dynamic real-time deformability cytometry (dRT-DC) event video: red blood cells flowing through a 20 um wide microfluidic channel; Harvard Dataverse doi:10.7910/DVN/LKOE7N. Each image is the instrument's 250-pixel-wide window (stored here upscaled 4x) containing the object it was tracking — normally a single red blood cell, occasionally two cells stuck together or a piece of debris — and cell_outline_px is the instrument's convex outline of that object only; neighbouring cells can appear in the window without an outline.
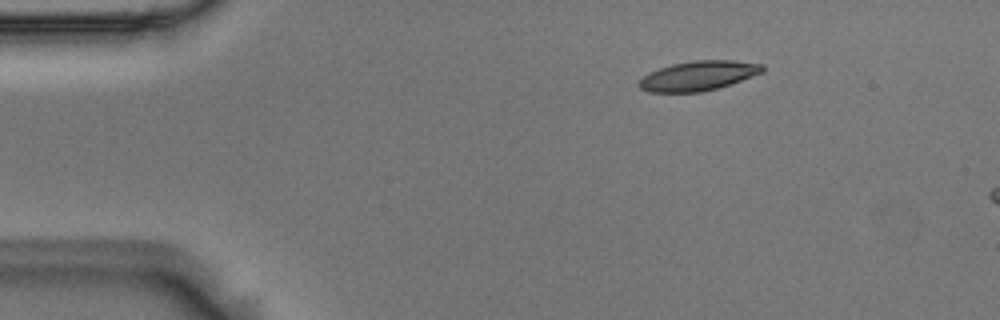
{"species": "Egyptian fruit bat (a non-hibernating species)", "species_latin": "Rousettus aegyptiacus", "temperature_condition": "room temperature", "stored_images_in_passage": 4, "camera_frame_rate_fps": 3000, "um_per_image_px": 0.085, "animal": {"sex": "male"}, "frame": {"image": 1, "passage_image": 2, "time_ms": 0.333, "image_size_px": [1000, 320], "cell_outline_px": [[764, 72], [716, 88], [700, 92], [648, 92], [640, 88], [636, 84], [648, 72], [672, 64], [692, 60], [732, 60], [764, 64]], "centroid_in_image_um": [59.33, 6.43], "position_along_channel_um": 25.7, "area_um2": 21.21}}